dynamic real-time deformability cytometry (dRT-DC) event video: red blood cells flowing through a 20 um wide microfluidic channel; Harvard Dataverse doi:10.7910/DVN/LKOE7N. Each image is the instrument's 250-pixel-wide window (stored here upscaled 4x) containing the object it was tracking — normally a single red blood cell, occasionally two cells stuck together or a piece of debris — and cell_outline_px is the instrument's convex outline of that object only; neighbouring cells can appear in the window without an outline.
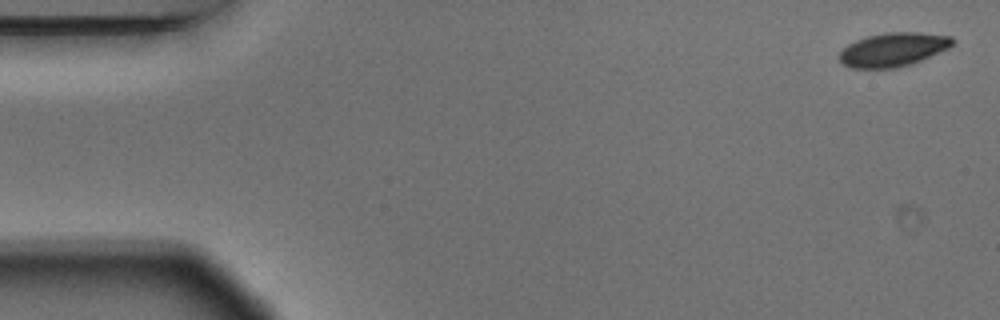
{"species": "Egyptian fruit bat (a non-hibernating species)", "species_latin": "Rousettus aegyptiacus", "temperature_condition": "warm", "stored_images_in_passage": 4, "segment_of_instrument_passage": [2, 2], "camera_frame_rate_fps": 3000, "um_per_image_px": 0.085, "animal": {"sex": "male"}, "frame": {"image": 1, "passage_image": 4, "time_ms": 1.0, "image_size_px": [1000, 320], "cell_outline_px": [[956, 40], [948, 48], [912, 64], [896, 68], [848, 68], [840, 64], [840, 52], [848, 44], [856, 40], [868, 36], [888, 32], [920, 32], [952, 36]], "centroid_in_image_um": [75.91, 4.22], "position_along_channel_um": 9.1, "area_um2": 22.37}}